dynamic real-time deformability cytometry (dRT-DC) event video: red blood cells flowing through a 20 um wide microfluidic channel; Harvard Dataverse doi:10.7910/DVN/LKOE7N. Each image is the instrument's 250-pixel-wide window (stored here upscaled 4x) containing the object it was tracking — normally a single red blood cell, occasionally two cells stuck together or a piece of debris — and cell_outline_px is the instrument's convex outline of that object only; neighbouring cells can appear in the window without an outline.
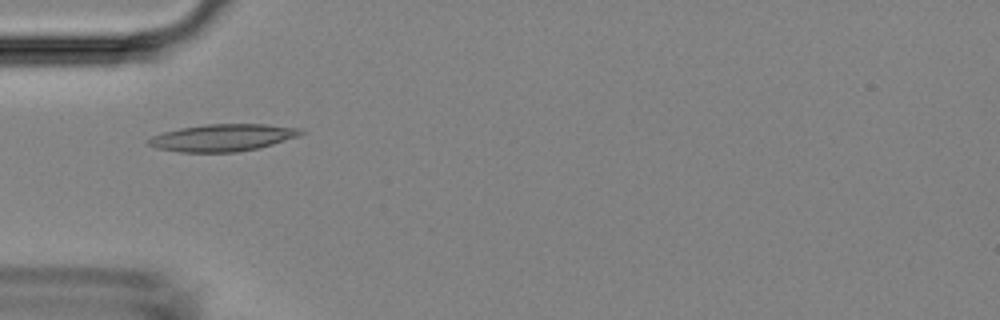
{"species": "Egyptian fruit bat (a non-hibernating species)", "species_latin": "Rousettus aegyptiacus", "temperature_condition": "room temperature", "stored_images_in_passage": 4, "camera_frame_rate_fps": 3000, "um_per_image_px": 0.085, "animal": {"sex": "female"}, "frame": {"image": 1, "passage_image": 1, "time_ms": 0.0, "image_size_px": [1000, 320], "cell_outline_px": [[308, 132], [300, 136], [260, 148], [236, 152], [180, 152], [156, 148], [148, 144], [144, 140], [152, 136], [164, 132], [180, 128], [204, 124], [268, 124], [300, 128]], "centroid_in_image_um": [18.97, 11.7], "position_along_channel_um": 66.0, "area_um2": 24.39}}
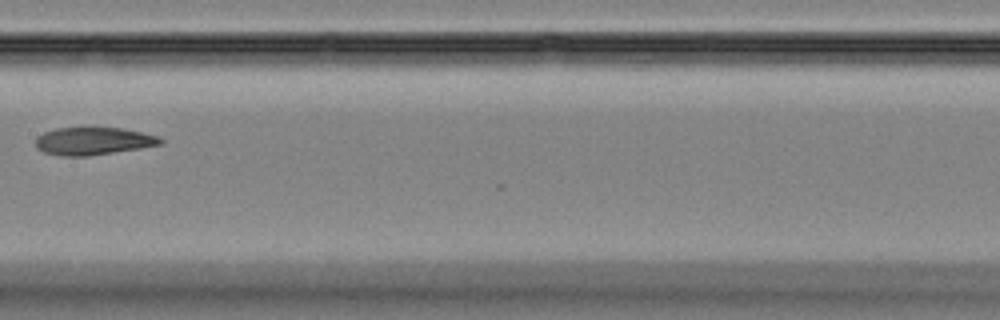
{"frame": {"image": 2, "passage_image": 4, "time_ms": 3.333, "image_size_px": [1000, 320], "cell_outline_px": [[164, 144], [140, 148], [88, 156], [60, 156], [44, 152], [36, 148], [36, 136], [44, 132], [56, 128], [120, 128], [160, 136], [164, 140]], "centroid_in_image_um": [7.93, 12.0], "position_along_channel_um": 199.5, "area_um2": 20.11}}